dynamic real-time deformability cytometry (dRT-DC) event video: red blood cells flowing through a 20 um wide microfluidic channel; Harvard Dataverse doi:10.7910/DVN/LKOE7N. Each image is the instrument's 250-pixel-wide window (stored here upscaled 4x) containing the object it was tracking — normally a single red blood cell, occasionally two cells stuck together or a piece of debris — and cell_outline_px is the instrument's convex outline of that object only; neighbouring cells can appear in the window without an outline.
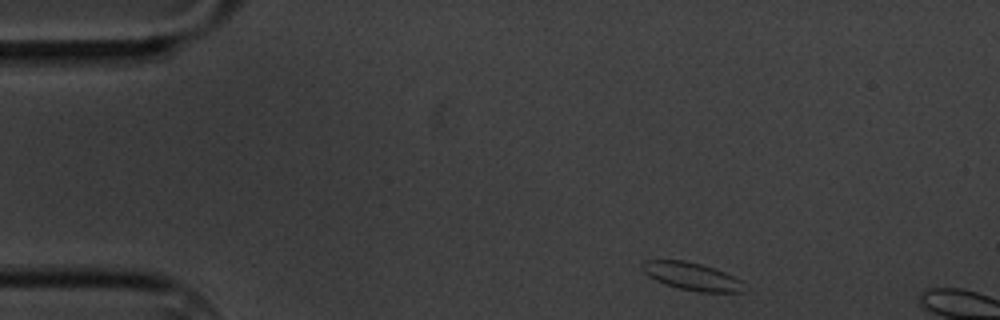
{"species": "common noctule bat (a hibernating species)", "species_latin": "Nyctalus noctula", "temperature_condition": "cold", "stored_images_in_passage": 3, "camera_frame_rate_fps": 3000, "um_per_image_px": 0.085, "animal": {"sex": "male", "body_mass_g": 20.1, "forearm_length_mm": 53.5}, "frame": {"image": 1, "passage_image": 1, "time_ms": 0.0, "image_size_px": [1000, 320], "cell_outline_px": [[748, 288], [744, 292], [696, 292], [680, 288], [656, 280], [648, 276], [640, 268], [640, 264], [644, 260], [684, 260], [700, 264], [724, 272], [740, 280]], "centroid_in_image_um": [58.8, 23.49], "position_along_channel_um": 26.2, "area_um2": 16.42}}